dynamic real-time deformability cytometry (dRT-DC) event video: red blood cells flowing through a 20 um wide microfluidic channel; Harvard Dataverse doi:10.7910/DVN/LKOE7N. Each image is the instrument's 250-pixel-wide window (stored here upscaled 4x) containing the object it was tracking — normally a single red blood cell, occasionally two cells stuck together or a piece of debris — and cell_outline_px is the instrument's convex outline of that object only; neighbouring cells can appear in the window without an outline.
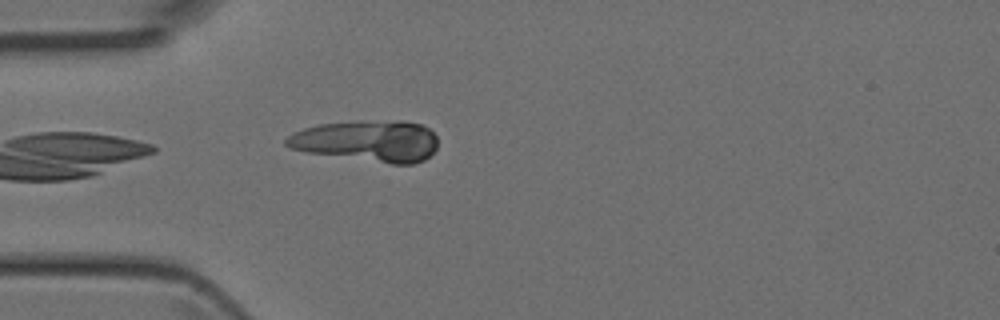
{"species": "Egyptian fruit bat (a non-hibernating species)", "species_latin": "Rousettus aegyptiacus", "temperature_condition": "room temperature", "stored_images_in_passage": 4, "camera_frame_rate_fps": 3000, "um_per_image_px": 0.085, "animal": {"sex": "female"}, "frame": {"image": 1, "passage_image": 4, "time_ms": 1.0, "image_size_px": [1000, 320], "cell_outline_px": [[436, 148], [424, 160], [412, 164], [392, 164], [308, 152], [292, 148], [284, 144], [284, 140], [292, 132], [304, 128], [320, 124], [400, 120], [420, 124], [428, 128], [436, 136]], "centroid_in_image_um": [31.24, 11.99], "position_along_channel_um": 53.8, "area_um2": 36.01}}